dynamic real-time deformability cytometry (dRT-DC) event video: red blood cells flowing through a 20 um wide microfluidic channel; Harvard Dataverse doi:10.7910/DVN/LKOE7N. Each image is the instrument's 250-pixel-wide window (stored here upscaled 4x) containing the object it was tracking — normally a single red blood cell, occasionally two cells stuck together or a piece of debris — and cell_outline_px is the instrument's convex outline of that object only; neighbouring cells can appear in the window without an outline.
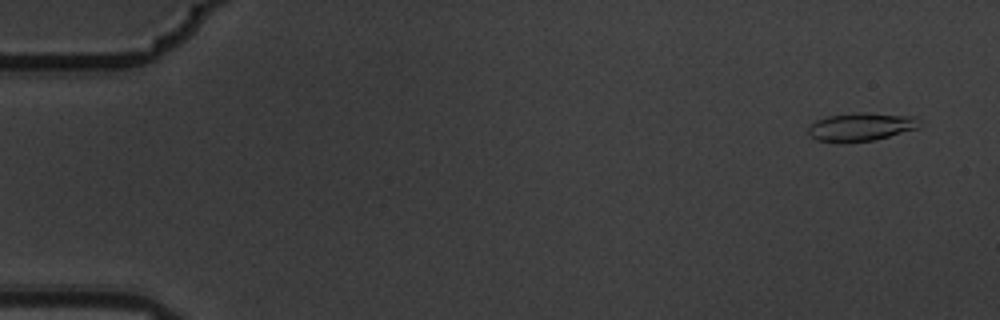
{"species": "common noctule bat (a hibernating species)", "species_latin": "Nyctalus noctula", "temperature_condition": "warm", "stored_images_in_passage": 4, "camera_frame_rate_fps": 3000, "um_per_image_px": 0.085, "animal": {"sex": "male", "body_mass_g": 19.5, "forearm_length_mm": 54.6}, "frame": {"image": 1, "passage_image": 1, "time_ms": 0.0, "image_size_px": [1000, 320], "cell_outline_px": [[920, 128], [872, 140], [840, 144], [816, 140], [808, 132], [808, 128], [816, 120], [828, 116], [860, 112], [864, 112], [912, 116], [920, 120]], "centroid_in_image_um": [73.17, 10.8], "position_along_channel_um": 11.8, "area_um2": 18.44}}
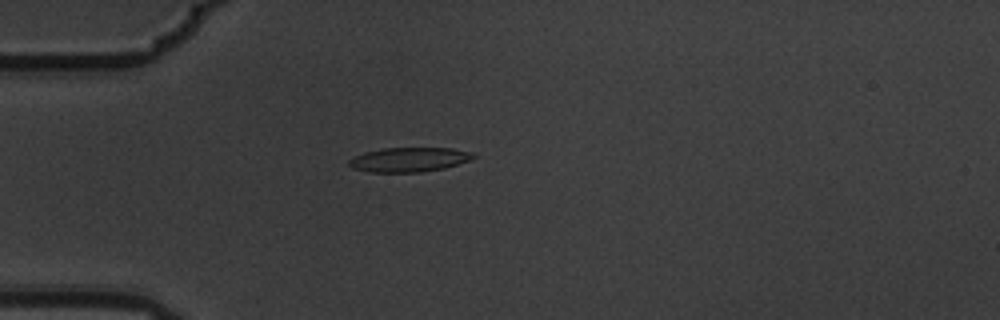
{"frame": {"image": 2, "passage_image": 4, "time_ms": 1.0, "image_size_px": [1000, 320], "cell_outline_px": [[476, 156], [468, 160], [444, 168], [420, 172], [372, 172], [352, 168], [348, 164], [348, 160], [364, 152], [384, 148], [452, 148], [476, 152]], "centroid_in_image_um": [34.78, 13.56], "position_along_channel_um": 50.2, "area_um2": 17.63}}